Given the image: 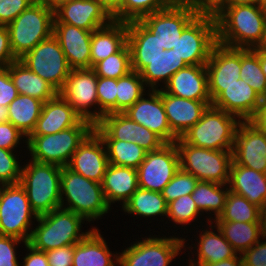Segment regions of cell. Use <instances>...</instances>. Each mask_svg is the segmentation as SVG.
<instances>
[{
	"instance_id": "obj_13",
	"label": "cell",
	"mask_w": 266,
	"mask_h": 266,
	"mask_svg": "<svg viewBox=\"0 0 266 266\" xmlns=\"http://www.w3.org/2000/svg\"><path fill=\"white\" fill-rule=\"evenodd\" d=\"M37 219L24 187L20 183L5 185L0 196V235L28 243Z\"/></svg>"
},
{
	"instance_id": "obj_58",
	"label": "cell",
	"mask_w": 266,
	"mask_h": 266,
	"mask_svg": "<svg viewBox=\"0 0 266 266\" xmlns=\"http://www.w3.org/2000/svg\"><path fill=\"white\" fill-rule=\"evenodd\" d=\"M260 0H228L227 7L238 5H259Z\"/></svg>"
},
{
	"instance_id": "obj_29",
	"label": "cell",
	"mask_w": 266,
	"mask_h": 266,
	"mask_svg": "<svg viewBox=\"0 0 266 266\" xmlns=\"http://www.w3.org/2000/svg\"><path fill=\"white\" fill-rule=\"evenodd\" d=\"M94 228L77 244L74 245L72 266H119V252L110 251L108 244Z\"/></svg>"
},
{
	"instance_id": "obj_56",
	"label": "cell",
	"mask_w": 266,
	"mask_h": 266,
	"mask_svg": "<svg viewBox=\"0 0 266 266\" xmlns=\"http://www.w3.org/2000/svg\"><path fill=\"white\" fill-rule=\"evenodd\" d=\"M200 266H243L241 254H237L235 257L227 260H223L217 263H208Z\"/></svg>"
},
{
	"instance_id": "obj_25",
	"label": "cell",
	"mask_w": 266,
	"mask_h": 266,
	"mask_svg": "<svg viewBox=\"0 0 266 266\" xmlns=\"http://www.w3.org/2000/svg\"><path fill=\"white\" fill-rule=\"evenodd\" d=\"M92 32L66 23H53V35L57 38L71 69H91Z\"/></svg>"
},
{
	"instance_id": "obj_11",
	"label": "cell",
	"mask_w": 266,
	"mask_h": 266,
	"mask_svg": "<svg viewBox=\"0 0 266 266\" xmlns=\"http://www.w3.org/2000/svg\"><path fill=\"white\" fill-rule=\"evenodd\" d=\"M180 169L199 181L228 184L232 150H212L186 143L181 137L175 141Z\"/></svg>"
},
{
	"instance_id": "obj_18",
	"label": "cell",
	"mask_w": 266,
	"mask_h": 266,
	"mask_svg": "<svg viewBox=\"0 0 266 266\" xmlns=\"http://www.w3.org/2000/svg\"><path fill=\"white\" fill-rule=\"evenodd\" d=\"M154 39L151 34L139 30L118 52L98 62L91 69L99 77L121 78L148 55Z\"/></svg>"
},
{
	"instance_id": "obj_55",
	"label": "cell",
	"mask_w": 266,
	"mask_h": 266,
	"mask_svg": "<svg viewBox=\"0 0 266 266\" xmlns=\"http://www.w3.org/2000/svg\"><path fill=\"white\" fill-rule=\"evenodd\" d=\"M249 121L258 129L266 133V99H262L254 116Z\"/></svg>"
},
{
	"instance_id": "obj_51",
	"label": "cell",
	"mask_w": 266,
	"mask_h": 266,
	"mask_svg": "<svg viewBox=\"0 0 266 266\" xmlns=\"http://www.w3.org/2000/svg\"><path fill=\"white\" fill-rule=\"evenodd\" d=\"M74 245L46 251L49 266H72Z\"/></svg>"
},
{
	"instance_id": "obj_2",
	"label": "cell",
	"mask_w": 266,
	"mask_h": 266,
	"mask_svg": "<svg viewBox=\"0 0 266 266\" xmlns=\"http://www.w3.org/2000/svg\"><path fill=\"white\" fill-rule=\"evenodd\" d=\"M203 30L228 47L254 49L266 46V16L260 5L226 7Z\"/></svg>"
},
{
	"instance_id": "obj_62",
	"label": "cell",
	"mask_w": 266,
	"mask_h": 266,
	"mask_svg": "<svg viewBox=\"0 0 266 266\" xmlns=\"http://www.w3.org/2000/svg\"><path fill=\"white\" fill-rule=\"evenodd\" d=\"M174 1L181 8L188 0H174Z\"/></svg>"
},
{
	"instance_id": "obj_32",
	"label": "cell",
	"mask_w": 266,
	"mask_h": 266,
	"mask_svg": "<svg viewBox=\"0 0 266 266\" xmlns=\"http://www.w3.org/2000/svg\"><path fill=\"white\" fill-rule=\"evenodd\" d=\"M101 184L110 208L116 202L121 203L120 205L123 207L139 188L137 169L109 163Z\"/></svg>"
},
{
	"instance_id": "obj_1",
	"label": "cell",
	"mask_w": 266,
	"mask_h": 266,
	"mask_svg": "<svg viewBox=\"0 0 266 266\" xmlns=\"http://www.w3.org/2000/svg\"><path fill=\"white\" fill-rule=\"evenodd\" d=\"M148 54L154 64L155 82L167 94L211 100L204 56L185 36L155 38Z\"/></svg>"
},
{
	"instance_id": "obj_8",
	"label": "cell",
	"mask_w": 266,
	"mask_h": 266,
	"mask_svg": "<svg viewBox=\"0 0 266 266\" xmlns=\"http://www.w3.org/2000/svg\"><path fill=\"white\" fill-rule=\"evenodd\" d=\"M94 130V126L80 120L74 127L49 135H29L27 137L28 153L32 160L40 163L65 167L71 160L79 145Z\"/></svg>"
},
{
	"instance_id": "obj_31",
	"label": "cell",
	"mask_w": 266,
	"mask_h": 266,
	"mask_svg": "<svg viewBox=\"0 0 266 266\" xmlns=\"http://www.w3.org/2000/svg\"><path fill=\"white\" fill-rule=\"evenodd\" d=\"M229 191L245 197L250 203L266 207V174L245 166L237 165L233 161L230 166L228 181Z\"/></svg>"
},
{
	"instance_id": "obj_50",
	"label": "cell",
	"mask_w": 266,
	"mask_h": 266,
	"mask_svg": "<svg viewBox=\"0 0 266 266\" xmlns=\"http://www.w3.org/2000/svg\"><path fill=\"white\" fill-rule=\"evenodd\" d=\"M18 96V91L10 77L7 67H0V105L9 104Z\"/></svg>"
},
{
	"instance_id": "obj_48",
	"label": "cell",
	"mask_w": 266,
	"mask_h": 266,
	"mask_svg": "<svg viewBox=\"0 0 266 266\" xmlns=\"http://www.w3.org/2000/svg\"><path fill=\"white\" fill-rule=\"evenodd\" d=\"M36 0H0V26H7Z\"/></svg>"
},
{
	"instance_id": "obj_54",
	"label": "cell",
	"mask_w": 266,
	"mask_h": 266,
	"mask_svg": "<svg viewBox=\"0 0 266 266\" xmlns=\"http://www.w3.org/2000/svg\"><path fill=\"white\" fill-rule=\"evenodd\" d=\"M113 20L120 21V8L123 0H96Z\"/></svg>"
},
{
	"instance_id": "obj_59",
	"label": "cell",
	"mask_w": 266,
	"mask_h": 266,
	"mask_svg": "<svg viewBox=\"0 0 266 266\" xmlns=\"http://www.w3.org/2000/svg\"><path fill=\"white\" fill-rule=\"evenodd\" d=\"M9 122V109L8 106L0 105V123Z\"/></svg>"
},
{
	"instance_id": "obj_22",
	"label": "cell",
	"mask_w": 266,
	"mask_h": 266,
	"mask_svg": "<svg viewBox=\"0 0 266 266\" xmlns=\"http://www.w3.org/2000/svg\"><path fill=\"white\" fill-rule=\"evenodd\" d=\"M113 18L96 0H69L54 9L53 23H66L95 31L108 25Z\"/></svg>"
},
{
	"instance_id": "obj_36",
	"label": "cell",
	"mask_w": 266,
	"mask_h": 266,
	"mask_svg": "<svg viewBox=\"0 0 266 266\" xmlns=\"http://www.w3.org/2000/svg\"><path fill=\"white\" fill-rule=\"evenodd\" d=\"M167 202L161 192L150 191L138 188L129 200L121 208L124 214L136 215L138 218H148L155 220L157 217L163 218L167 216Z\"/></svg>"
},
{
	"instance_id": "obj_33",
	"label": "cell",
	"mask_w": 266,
	"mask_h": 266,
	"mask_svg": "<svg viewBox=\"0 0 266 266\" xmlns=\"http://www.w3.org/2000/svg\"><path fill=\"white\" fill-rule=\"evenodd\" d=\"M7 68L18 94L37 98L44 103L59 94L50 83L32 72L19 59L10 63Z\"/></svg>"
},
{
	"instance_id": "obj_38",
	"label": "cell",
	"mask_w": 266,
	"mask_h": 266,
	"mask_svg": "<svg viewBox=\"0 0 266 266\" xmlns=\"http://www.w3.org/2000/svg\"><path fill=\"white\" fill-rule=\"evenodd\" d=\"M43 101L27 95L18 96L9 104V122L28 137L40 117Z\"/></svg>"
},
{
	"instance_id": "obj_14",
	"label": "cell",
	"mask_w": 266,
	"mask_h": 266,
	"mask_svg": "<svg viewBox=\"0 0 266 266\" xmlns=\"http://www.w3.org/2000/svg\"><path fill=\"white\" fill-rule=\"evenodd\" d=\"M19 60L58 92L65 85L71 71L66 56L53 34L38 43Z\"/></svg>"
},
{
	"instance_id": "obj_6",
	"label": "cell",
	"mask_w": 266,
	"mask_h": 266,
	"mask_svg": "<svg viewBox=\"0 0 266 266\" xmlns=\"http://www.w3.org/2000/svg\"><path fill=\"white\" fill-rule=\"evenodd\" d=\"M85 219L72 211L58 208L38 216L28 242L34 249L49 251L80 242L94 227L82 232Z\"/></svg>"
},
{
	"instance_id": "obj_27",
	"label": "cell",
	"mask_w": 266,
	"mask_h": 266,
	"mask_svg": "<svg viewBox=\"0 0 266 266\" xmlns=\"http://www.w3.org/2000/svg\"><path fill=\"white\" fill-rule=\"evenodd\" d=\"M262 98L244 79H239L229 86L212 102V106L237 116L241 121L250 120Z\"/></svg>"
},
{
	"instance_id": "obj_64",
	"label": "cell",
	"mask_w": 266,
	"mask_h": 266,
	"mask_svg": "<svg viewBox=\"0 0 266 266\" xmlns=\"http://www.w3.org/2000/svg\"><path fill=\"white\" fill-rule=\"evenodd\" d=\"M4 187H5V184L0 182V196H1V193H2V190L4 189Z\"/></svg>"
},
{
	"instance_id": "obj_40",
	"label": "cell",
	"mask_w": 266,
	"mask_h": 266,
	"mask_svg": "<svg viewBox=\"0 0 266 266\" xmlns=\"http://www.w3.org/2000/svg\"><path fill=\"white\" fill-rule=\"evenodd\" d=\"M218 218L221 221L262 222V209L245 197L229 191L223 213Z\"/></svg>"
},
{
	"instance_id": "obj_47",
	"label": "cell",
	"mask_w": 266,
	"mask_h": 266,
	"mask_svg": "<svg viewBox=\"0 0 266 266\" xmlns=\"http://www.w3.org/2000/svg\"><path fill=\"white\" fill-rule=\"evenodd\" d=\"M21 139L23 142H21ZM27 145V137L21 133L11 122L0 123V148L18 152V146Z\"/></svg>"
},
{
	"instance_id": "obj_7",
	"label": "cell",
	"mask_w": 266,
	"mask_h": 266,
	"mask_svg": "<svg viewBox=\"0 0 266 266\" xmlns=\"http://www.w3.org/2000/svg\"><path fill=\"white\" fill-rule=\"evenodd\" d=\"M27 160L22 166L20 184L32 209L39 216L60 208L62 167Z\"/></svg>"
},
{
	"instance_id": "obj_17",
	"label": "cell",
	"mask_w": 266,
	"mask_h": 266,
	"mask_svg": "<svg viewBox=\"0 0 266 266\" xmlns=\"http://www.w3.org/2000/svg\"><path fill=\"white\" fill-rule=\"evenodd\" d=\"M180 169L179 154L175 142L166 143L160 149L147 152L137 168L139 188L162 192Z\"/></svg>"
},
{
	"instance_id": "obj_34",
	"label": "cell",
	"mask_w": 266,
	"mask_h": 266,
	"mask_svg": "<svg viewBox=\"0 0 266 266\" xmlns=\"http://www.w3.org/2000/svg\"><path fill=\"white\" fill-rule=\"evenodd\" d=\"M228 0H188L181 7L182 27L186 32L203 30L226 7Z\"/></svg>"
},
{
	"instance_id": "obj_61",
	"label": "cell",
	"mask_w": 266,
	"mask_h": 266,
	"mask_svg": "<svg viewBox=\"0 0 266 266\" xmlns=\"http://www.w3.org/2000/svg\"><path fill=\"white\" fill-rule=\"evenodd\" d=\"M262 224H263V232L264 236H266V207L262 210Z\"/></svg>"
},
{
	"instance_id": "obj_24",
	"label": "cell",
	"mask_w": 266,
	"mask_h": 266,
	"mask_svg": "<svg viewBox=\"0 0 266 266\" xmlns=\"http://www.w3.org/2000/svg\"><path fill=\"white\" fill-rule=\"evenodd\" d=\"M154 83V64L148 54L131 72L117 79L116 113L125 112L146 94Z\"/></svg>"
},
{
	"instance_id": "obj_60",
	"label": "cell",
	"mask_w": 266,
	"mask_h": 266,
	"mask_svg": "<svg viewBox=\"0 0 266 266\" xmlns=\"http://www.w3.org/2000/svg\"><path fill=\"white\" fill-rule=\"evenodd\" d=\"M38 1L45 3L47 6L51 7L52 9H55L60 4L69 0H38Z\"/></svg>"
},
{
	"instance_id": "obj_57",
	"label": "cell",
	"mask_w": 266,
	"mask_h": 266,
	"mask_svg": "<svg viewBox=\"0 0 266 266\" xmlns=\"http://www.w3.org/2000/svg\"><path fill=\"white\" fill-rule=\"evenodd\" d=\"M253 50L258 54L262 72L266 76V46L254 48Z\"/></svg>"
},
{
	"instance_id": "obj_44",
	"label": "cell",
	"mask_w": 266,
	"mask_h": 266,
	"mask_svg": "<svg viewBox=\"0 0 266 266\" xmlns=\"http://www.w3.org/2000/svg\"><path fill=\"white\" fill-rule=\"evenodd\" d=\"M96 92L100 121L104 115L116 113L117 79L98 76Z\"/></svg>"
},
{
	"instance_id": "obj_49",
	"label": "cell",
	"mask_w": 266,
	"mask_h": 266,
	"mask_svg": "<svg viewBox=\"0 0 266 266\" xmlns=\"http://www.w3.org/2000/svg\"><path fill=\"white\" fill-rule=\"evenodd\" d=\"M243 266H266V236L241 254Z\"/></svg>"
},
{
	"instance_id": "obj_23",
	"label": "cell",
	"mask_w": 266,
	"mask_h": 266,
	"mask_svg": "<svg viewBox=\"0 0 266 266\" xmlns=\"http://www.w3.org/2000/svg\"><path fill=\"white\" fill-rule=\"evenodd\" d=\"M108 165L105 145L93 130L73 153L67 167L87 179L102 183Z\"/></svg>"
},
{
	"instance_id": "obj_9",
	"label": "cell",
	"mask_w": 266,
	"mask_h": 266,
	"mask_svg": "<svg viewBox=\"0 0 266 266\" xmlns=\"http://www.w3.org/2000/svg\"><path fill=\"white\" fill-rule=\"evenodd\" d=\"M54 9L36 0L6 27L10 35L12 53L22 58L38 43L53 34Z\"/></svg>"
},
{
	"instance_id": "obj_37",
	"label": "cell",
	"mask_w": 266,
	"mask_h": 266,
	"mask_svg": "<svg viewBox=\"0 0 266 266\" xmlns=\"http://www.w3.org/2000/svg\"><path fill=\"white\" fill-rule=\"evenodd\" d=\"M228 193V184L198 181L191 196L198 210L210 217L206 215L205 222L209 223L223 213Z\"/></svg>"
},
{
	"instance_id": "obj_28",
	"label": "cell",
	"mask_w": 266,
	"mask_h": 266,
	"mask_svg": "<svg viewBox=\"0 0 266 266\" xmlns=\"http://www.w3.org/2000/svg\"><path fill=\"white\" fill-rule=\"evenodd\" d=\"M139 30L132 24L112 20L96 29L91 36V68L118 52Z\"/></svg>"
},
{
	"instance_id": "obj_19",
	"label": "cell",
	"mask_w": 266,
	"mask_h": 266,
	"mask_svg": "<svg viewBox=\"0 0 266 266\" xmlns=\"http://www.w3.org/2000/svg\"><path fill=\"white\" fill-rule=\"evenodd\" d=\"M123 113L157 134L165 143H173L178 139L169 126L161 98V87L158 88L156 82Z\"/></svg>"
},
{
	"instance_id": "obj_26",
	"label": "cell",
	"mask_w": 266,
	"mask_h": 266,
	"mask_svg": "<svg viewBox=\"0 0 266 266\" xmlns=\"http://www.w3.org/2000/svg\"><path fill=\"white\" fill-rule=\"evenodd\" d=\"M164 110L172 132L178 137L188 131L212 105V100H191L167 94L161 88Z\"/></svg>"
},
{
	"instance_id": "obj_20",
	"label": "cell",
	"mask_w": 266,
	"mask_h": 266,
	"mask_svg": "<svg viewBox=\"0 0 266 266\" xmlns=\"http://www.w3.org/2000/svg\"><path fill=\"white\" fill-rule=\"evenodd\" d=\"M232 161L255 171L266 174V133L248 121L238 125Z\"/></svg>"
},
{
	"instance_id": "obj_45",
	"label": "cell",
	"mask_w": 266,
	"mask_h": 266,
	"mask_svg": "<svg viewBox=\"0 0 266 266\" xmlns=\"http://www.w3.org/2000/svg\"><path fill=\"white\" fill-rule=\"evenodd\" d=\"M14 150L0 148V182L5 185L20 183L22 165ZM18 157V158H17Z\"/></svg>"
},
{
	"instance_id": "obj_21",
	"label": "cell",
	"mask_w": 266,
	"mask_h": 266,
	"mask_svg": "<svg viewBox=\"0 0 266 266\" xmlns=\"http://www.w3.org/2000/svg\"><path fill=\"white\" fill-rule=\"evenodd\" d=\"M205 224L201 232L196 230V232H199V235L197 236V238H199L197 239L194 237L196 240L193 247L187 243L188 240L184 237V252L189 249L190 253L193 254V259L192 257L186 259V261H188L187 263H189L188 266H200L208 263H217L223 260L231 259L238 254L213 222H209V225L207 223ZM188 245L189 247H187ZM192 248H194V252L192 251ZM194 255L196 256V259Z\"/></svg>"
},
{
	"instance_id": "obj_39",
	"label": "cell",
	"mask_w": 266,
	"mask_h": 266,
	"mask_svg": "<svg viewBox=\"0 0 266 266\" xmlns=\"http://www.w3.org/2000/svg\"><path fill=\"white\" fill-rule=\"evenodd\" d=\"M108 161L112 165L137 169L146 157L147 151L134 142L102 140Z\"/></svg>"
},
{
	"instance_id": "obj_5",
	"label": "cell",
	"mask_w": 266,
	"mask_h": 266,
	"mask_svg": "<svg viewBox=\"0 0 266 266\" xmlns=\"http://www.w3.org/2000/svg\"><path fill=\"white\" fill-rule=\"evenodd\" d=\"M60 189V208L81 215L88 223L99 220L112 210L101 183L87 179L67 166L62 167Z\"/></svg>"
},
{
	"instance_id": "obj_3",
	"label": "cell",
	"mask_w": 266,
	"mask_h": 266,
	"mask_svg": "<svg viewBox=\"0 0 266 266\" xmlns=\"http://www.w3.org/2000/svg\"><path fill=\"white\" fill-rule=\"evenodd\" d=\"M120 21L154 38L181 37L187 33L182 27L181 8L174 0H123Z\"/></svg>"
},
{
	"instance_id": "obj_12",
	"label": "cell",
	"mask_w": 266,
	"mask_h": 266,
	"mask_svg": "<svg viewBox=\"0 0 266 266\" xmlns=\"http://www.w3.org/2000/svg\"><path fill=\"white\" fill-rule=\"evenodd\" d=\"M182 250H185L182 236L143 235L119 252V266H170L176 261L173 259L183 254Z\"/></svg>"
},
{
	"instance_id": "obj_4",
	"label": "cell",
	"mask_w": 266,
	"mask_h": 266,
	"mask_svg": "<svg viewBox=\"0 0 266 266\" xmlns=\"http://www.w3.org/2000/svg\"><path fill=\"white\" fill-rule=\"evenodd\" d=\"M204 56L208 74V90L212 102L229 86L241 79V48L222 45L204 30L184 35Z\"/></svg>"
},
{
	"instance_id": "obj_10",
	"label": "cell",
	"mask_w": 266,
	"mask_h": 266,
	"mask_svg": "<svg viewBox=\"0 0 266 266\" xmlns=\"http://www.w3.org/2000/svg\"><path fill=\"white\" fill-rule=\"evenodd\" d=\"M241 120L212 105L201 119L182 135V139L193 146L212 150H233L238 125Z\"/></svg>"
},
{
	"instance_id": "obj_30",
	"label": "cell",
	"mask_w": 266,
	"mask_h": 266,
	"mask_svg": "<svg viewBox=\"0 0 266 266\" xmlns=\"http://www.w3.org/2000/svg\"><path fill=\"white\" fill-rule=\"evenodd\" d=\"M80 120L69 103L58 94L43 103L40 117L30 135L55 134L74 127Z\"/></svg>"
},
{
	"instance_id": "obj_16",
	"label": "cell",
	"mask_w": 266,
	"mask_h": 266,
	"mask_svg": "<svg viewBox=\"0 0 266 266\" xmlns=\"http://www.w3.org/2000/svg\"><path fill=\"white\" fill-rule=\"evenodd\" d=\"M94 131L102 140L134 142L147 152L160 149L166 144L157 134L131 120L124 113L104 115L94 126Z\"/></svg>"
},
{
	"instance_id": "obj_53",
	"label": "cell",
	"mask_w": 266,
	"mask_h": 266,
	"mask_svg": "<svg viewBox=\"0 0 266 266\" xmlns=\"http://www.w3.org/2000/svg\"><path fill=\"white\" fill-rule=\"evenodd\" d=\"M25 257L23 256V262H20L22 266H49L46 257V252L34 249L28 243L25 244Z\"/></svg>"
},
{
	"instance_id": "obj_42",
	"label": "cell",
	"mask_w": 266,
	"mask_h": 266,
	"mask_svg": "<svg viewBox=\"0 0 266 266\" xmlns=\"http://www.w3.org/2000/svg\"><path fill=\"white\" fill-rule=\"evenodd\" d=\"M200 216L202 217L204 215H202V213L198 210L191 194L183 195L178 199L169 202L167 205L166 218L173 222V224L175 223L173 226L177 227V230L180 225H182L181 229H183V226H185V228L188 227L186 225L191 227L190 225H193L191 224L193 222L197 221V223H199V218H201Z\"/></svg>"
},
{
	"instance_id": "obj_46",
	"label": "cell",
	"mask_w": 266,
	"mask_h": 266,
	"mask_svg": "<svg viewBox=\"0 0 266 266\" xmlns=\"http://www.w3.org/2000/svg\"><path fill=\"white\" fill-rule=\"evenodd\" d=\"M21 243L25 246L27 242L15 237L0 235V266H21L16 251V248L21 247Z\"/></svg>"
},
{
	"instance_id": "obj_41",
	"label": "cell",
	"mask_w": 266,
	"mask_h": 266,
	"mask_svg": "<svg viewBox=\"0 0 266 266\" xmlns=\"http://www.w3.org/2000/svg\"><path fill=\"white\" fill-rule=\"evenodd\" d=\"M240 76L265 99L266 76L262 72L259 56L253 49H241Z\"/></svg>"
},
{
	"instance_id": "obj_63",
	"label": "cell",
	"mask_w": 266,
	"mask_h": 266,
	"mask_svg": "<svg viewBox=\"0 0 266 266\" xmlns=\"http://www.w3.org/2000/svg\"><path fill=\"white\" fill-rule=\"evenodd\" d=\"M263 9L266 8V0H260V4H259Z\"/></svg>"
},
{
	"instance_id": "obj_15",
	"label": "cell",
	"mask_w": 266,
	"mask_h": 266,
	"mask_svg": "<svg viewBox=\"0 0 266 266\" xmlns=\"http://www.w3.org/2000/svg\"><path fill=\"white\" fill-rule=\"evenodd\" d=\"M97 83L98 76L92 69H71L65 85L59 92L73 111L93 126L99 123Z\"/></svg>"
},
{
	"instance_id": "obj_52",
	"label": "cell",
	"mask_w": 266,
	"mask_h": 266,
	"mask_svg": "<svg viewBox=\"0 0 266 266\" xmlns=\"http://www.w3.org/2000/svg\"><path fill=\"white\" fill-rule=\"evenodd\" d=\"M16 60L12 53L8 28L0 26V67H7Z\"/></svg>"
},
{
	"instance_id": "obj_43",
	"label": "cell",
	"mask_w": 266,
	"mask_h": 266,
	"mask_svg": "<svg viewBox=\"0 0 266 266\" xmlns=\"http://www.w3.org/2000/svg\"><path fill=\"white\" fill-rule=\"evenodd\" d=\"M198 181L192 174L179 169L161 193L168 204L183 195L192 194Z\"/></svg>"
},
{
	"instance_id": "obj_35",
	"label": "cell",
	"mask_w": 266,
	"mask_h": 266,
	"mask_svg": "<svg viewBox=\"0 0 266 266\" xmlns=\"http://www.w3.org/2000/svg\"><path fill=\"white\" fill-rule=\"evenodd\" d=\"M238 254L251 248L263 236L262 222L212 221Z\"/></svg>"
}]
</instances>
